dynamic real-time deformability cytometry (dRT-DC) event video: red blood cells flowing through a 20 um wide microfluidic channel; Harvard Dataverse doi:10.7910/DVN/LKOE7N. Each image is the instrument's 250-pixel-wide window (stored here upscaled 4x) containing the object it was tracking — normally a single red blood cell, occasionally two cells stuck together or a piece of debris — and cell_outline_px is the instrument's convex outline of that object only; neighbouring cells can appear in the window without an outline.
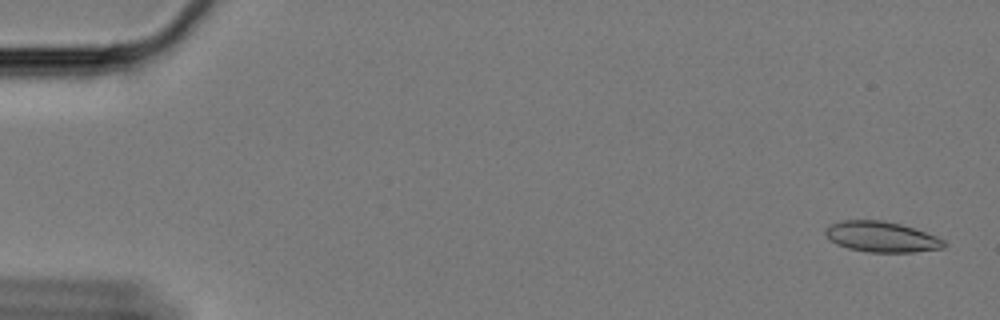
{"species": "Egyptian fruit bat (a non-hibernating species)", "species_latin": "Rousettus aegyptiacus", "temperature_condition": "cold", "stored_images_in_passage": 60, "camera_frame_rate_fps": 3000, "um_per_image_px": 0.085, "animal": {"sex": "female"}, "frame": {"image": 1, "passage_image": 2, "time_ms": 0.333, "image_size_px": [1000, 320], "cell_outline_px": [[948, 244], [944, 248], [912, 252], [868, 252], [848, 248], [836, 244], [824, 232], [824, 228], [840, 220], [884, 220], [900, 224], [936, 236], [944, 240]], "centroid_in_image_um": [74.93, 20.13], "position_along_channel_um": 10.1, "area_um2": 21.04}}
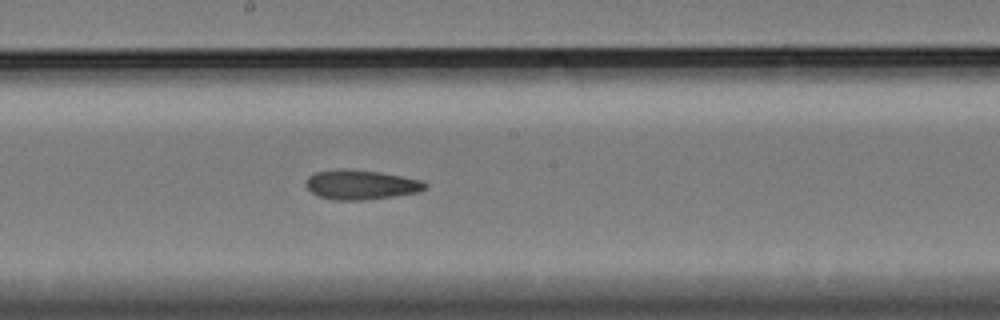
{"frame": {"image": 2, "passage_image": 33, "time_ms": 10.667, "image_size_px": [1000, 320], "cell_outline_px": [[428, 188], [420, 192], [364, 200], [332, 200], [316, 196], [304, 184], [308, 176], [316, 172], [380, 172], [420, 180], [428, 184]], "centroid_in_image_um": [30.72, 15.76], "position_along_channel_um": 217.5, "area_um2": 19.71}}
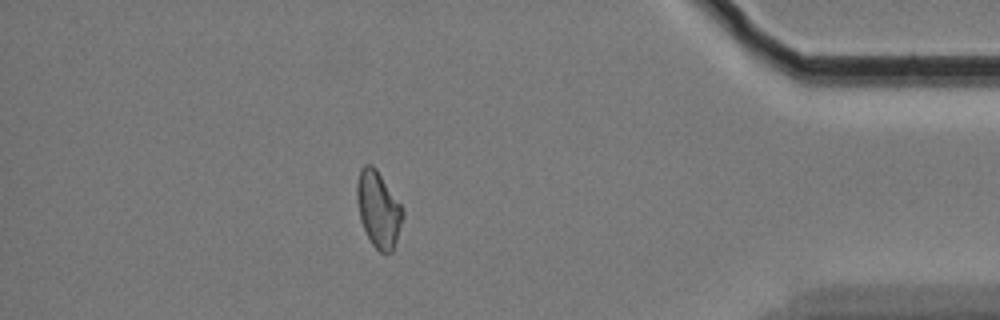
{"frame": {"image": 3, "passage_image": 53, "time_ms": 17.333, "image_size_px": [1000, 320], "cell_outline_px": [[404, 216], [392, 252], [380, 252], [372, 244], [360, 220], [356, 200], [356, 184], [360, 168], [364, 164], [372, 164], [376, 168], [400, 204], [404, 212]], "centroid_in_image_um": [32.14, 17.76], "position_along_channel_um": 403.1, "area_um2": 20.23}, "authors_computed_cell_mechanics": {"area_um2": 20.4612, "velocity_mm_per_s": 3.3325, "shape_relaxation_time_tau1_ms": 11.376, "shape_relaxation_time_tau2_ms": 3.7341, "deformation_change_tau1": 0.1997, "deformation_change_tau2": 0.1102}}